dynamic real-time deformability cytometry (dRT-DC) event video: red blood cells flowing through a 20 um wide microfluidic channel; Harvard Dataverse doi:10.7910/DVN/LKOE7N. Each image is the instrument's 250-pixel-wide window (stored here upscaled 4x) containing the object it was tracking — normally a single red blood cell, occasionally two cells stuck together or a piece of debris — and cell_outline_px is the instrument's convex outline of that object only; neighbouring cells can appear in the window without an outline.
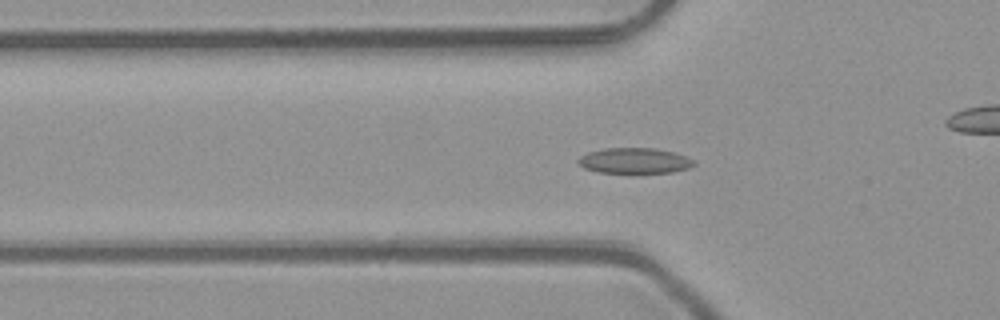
{"species": "common noctule bat (a hibernating species)", "species_latin": "Nyctalus noctula", "temperature_condition": "room temperature", "stored_images_in_passage": 52, "camera_frame_rate_fps": 3000, "um_per_image_px": 0.085, "animal": {"sex": "male", "body_mass_g": 23.1, "forearm_length_mm": 52.7}, "frame": {"image": 1, "passage_image": 18, "time_ms": 5.667, "image_size_px": [1000, 320], "cell_outline_px": [[696, 164], [688, 168], [672, 172], [596, 172], [584, 168], [576, 160], [580, 156], [588, 152], [604, 148], [656, 148], [672, 152], [696, 160]], "centroid_in_image_um": [53.92, 13.65], "position_along_channel_um": 71.9, "area_um2": 17.11}}
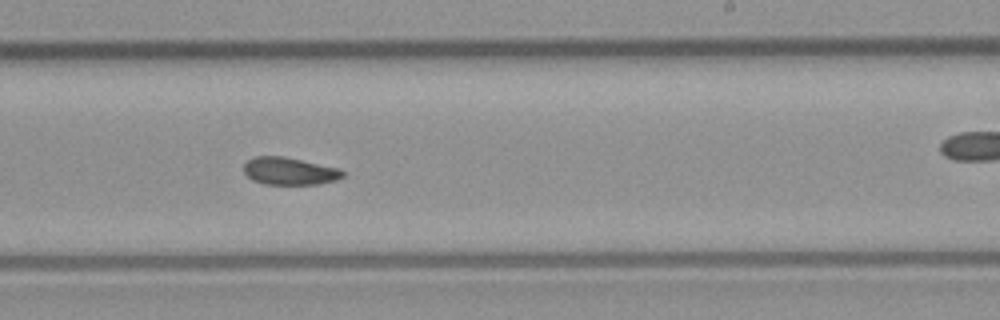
{"frame": {"image": 2, "passage_image": 32, "time_ms": 10.333, "image_size_px": [1000, 320], "cell_outline_px": [[344, 176], [336, 180], [320, 184], [264, 184], [252, 180], [244, 172], [244, 164], [248, 160], [256, 156], [284, 156], [340, 168], [344, 172]], "centroid_in_image_um": [24.62, 14.54], "position_along_channel_um": 264.4, "area_um2": 15.9}}
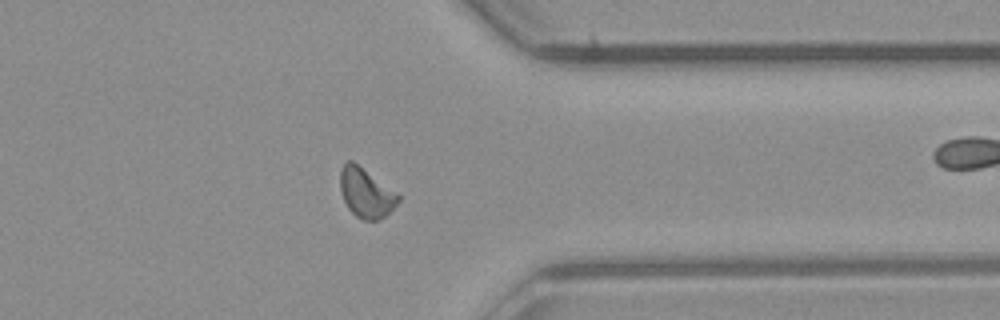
{"frame": {"image": 3, "passage_image": 41, "time_ms": 13.333, "image_size_px": [1000, 320], "cell_outline_px": [[400, 200], [384, 216], [376, 220], [364, 220], [356, 216], [348, 208], [344, 200], [340, 188], [340, 168], [348, 160], [352, 160], [396, 192], [400, 196]], "centroid_in_image_um": [31.08, 16.38], "position_along_channel_um": 380.3, "area_um2": 16.42}}